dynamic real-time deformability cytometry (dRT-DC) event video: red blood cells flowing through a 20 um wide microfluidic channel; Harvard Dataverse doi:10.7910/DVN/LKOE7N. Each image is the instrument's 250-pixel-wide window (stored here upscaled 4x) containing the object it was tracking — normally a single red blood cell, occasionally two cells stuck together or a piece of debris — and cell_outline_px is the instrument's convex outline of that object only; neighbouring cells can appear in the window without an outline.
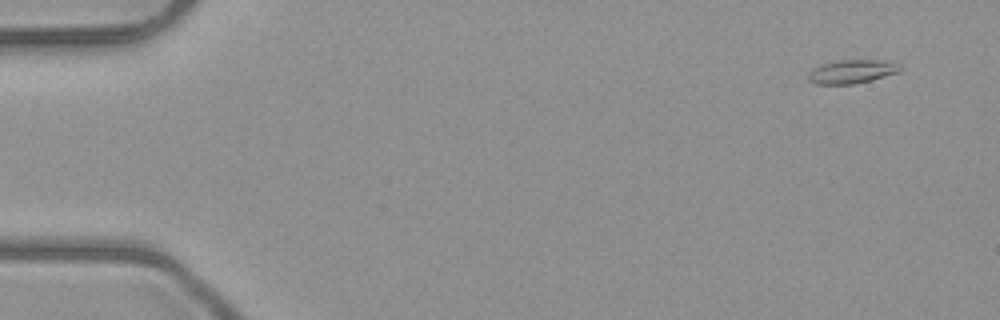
{"species": "common noctule bat (a hibernating species)", "species_latin": "Nyctalus noctula", "temperature_condition": "room temperature", "stored_images_in_passage": 51, "segment_of_instrument_passage": [1, 2], "camera_frame_rate_fps": 3000, "um_per_image_px": 0.085, "animal": {"sex": "male", "body_mass_g": 23.1, "forearm_length_mm": 52.7}, "frame": {"image": 1, "passage_image": 1, "time_ms": 0.0, "image_size_px": [1000, 320], "cell_outline_px": [[904, 68], [900, 72], [872, 80], [852, 84], [816, 84], [808, 80], [808, 72], [812, 68], [836, 60], [880, 60], [900, 64]], "centroid_in_image_um": [72.43, 6.08], "position_along_channel_um": 12.6, "area_um2": 12.77}}
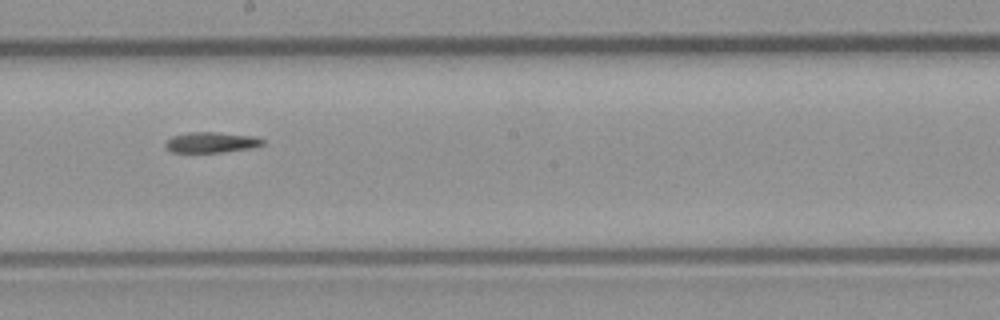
{"frame": {"image": 2, "passage_image": 27, "time_ms": 8.667, "image_size_px": [1000, 320], "cell_outline_px": [[264, 144], [252, 148], [220, 152], [172, 152], [164, 144], [172, 136], [192, 132], [216, 132], [252, 136], [264, 140]], "centroid_in_image_um": [17.97, 12.1], "position_along_channel_um": 230.2, "area_um2": 11.44}}
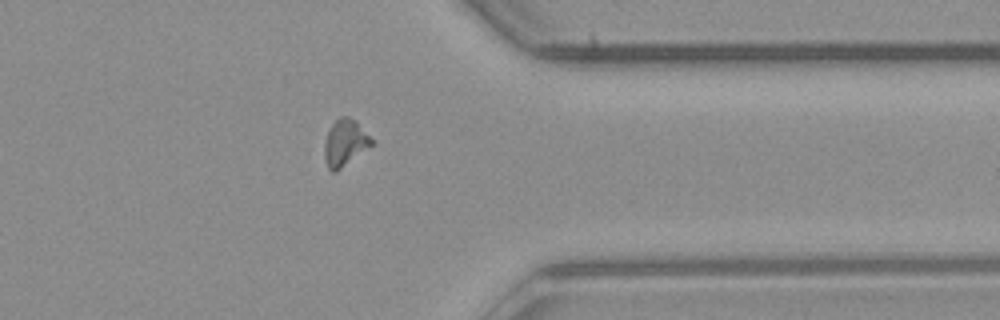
{"frame": {"image": 3, "passage_image": 39, "time_ms": 12.667, "image_size_px": [1000, 320], "cell_outline_px": [[372, 144], [336, 172], [332, 172], [328, 168], [324, 160], [324, 144], [328, 132], [332, 124], [340, 116], [348, 116], [356, 120], [372, 140]], "centroid_in_image_um": [29.28, 12.13], "position_along_channel_um": 382.1, "area_um2": 12.54}}